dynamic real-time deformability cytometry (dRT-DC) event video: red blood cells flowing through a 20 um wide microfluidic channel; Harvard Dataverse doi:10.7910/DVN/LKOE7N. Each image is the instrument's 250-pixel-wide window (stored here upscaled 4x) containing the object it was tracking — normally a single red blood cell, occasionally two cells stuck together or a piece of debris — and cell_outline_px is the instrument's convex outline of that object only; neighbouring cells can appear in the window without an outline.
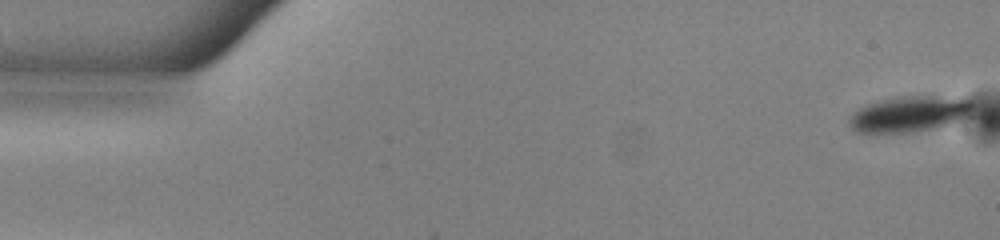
{"species": "common noctule bat (a hibernating species)", "species_latin": "Nyctalus noctula", "temperature_condition": "warm", "stored_images_in_passage": 52, "camera_frame_rate_fps": 3000, "um_per_image_px": 0.085, "animal": {"sex": "male", "body_mass_g": 13.0, "forearm_length_mm": 53.1}, "frame": {"image": 1, "passage_image": 1, "time_ms": 0.0, "image_size_px": [1000, 240], "cell_outline_px": [[972, 104], [964, 112], [956, 116], [944, 120], [912, 128], [860, 128], [856, 124], [856, 116], [860, 112], [884, 104], [920, 100]], "centroid_in_image_um": [77.26, 9.71], "position_along_channel_um": 7.7, "area_um2": 16.59}}
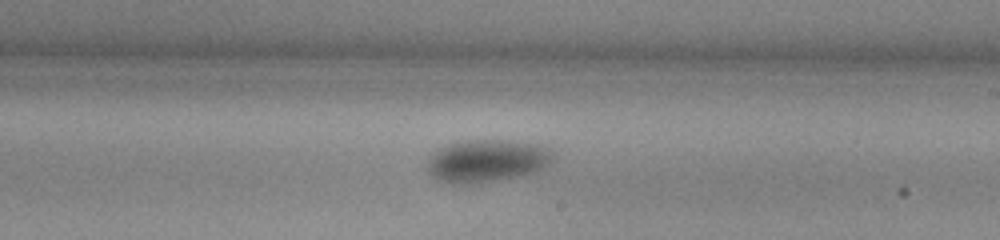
{"frame": {"image": 2, "passage_image": 30, "time_ms": 9.667, "image_size_px": [1000, 240], "cell_outline_px": [[536, 164], [528, 168], [516, 172], [488, 176], [444, 176], [436, 168], [436, 160], [440, 156], [456, 148], [520, 148], [532, 152], [536, 156]], "centroid_in_image_um": [41.18, 13.74], "position_along_channel_um": 247.8, "area_um2": 17.4}}
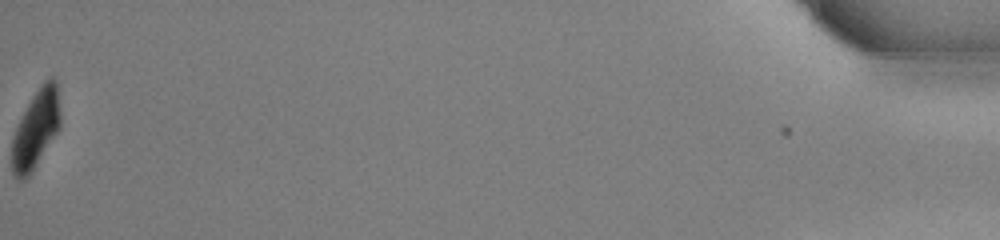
{"frame": {"image": 3, "passage_image": 52, "time_ms": 17.0, "image_size_px": [1000, 240], "cell_outline_px": [[56, 128], [32, 168], [24, 176], [16, 176], [12, 168], [12, 144], [16, 132], [32, 100], [40, 88], [48, 80], [52, 80], [56, 88]], "centroid_in_image_um": [2.96, 11.02], "position_along_channel_um": 432.2, "area_um2": 18.32}, "authors_computed_cell_mechanics": {"area_um2": 17.4267, "velocity_mm_per_s": 3.9665, "shape_relaxation_time_tau1_ms": 2.1047, "shape_relaxation_time_tau2_ms": null, "deformation_change_tau1": 0.1003, "deformation_change_tau2": null}}